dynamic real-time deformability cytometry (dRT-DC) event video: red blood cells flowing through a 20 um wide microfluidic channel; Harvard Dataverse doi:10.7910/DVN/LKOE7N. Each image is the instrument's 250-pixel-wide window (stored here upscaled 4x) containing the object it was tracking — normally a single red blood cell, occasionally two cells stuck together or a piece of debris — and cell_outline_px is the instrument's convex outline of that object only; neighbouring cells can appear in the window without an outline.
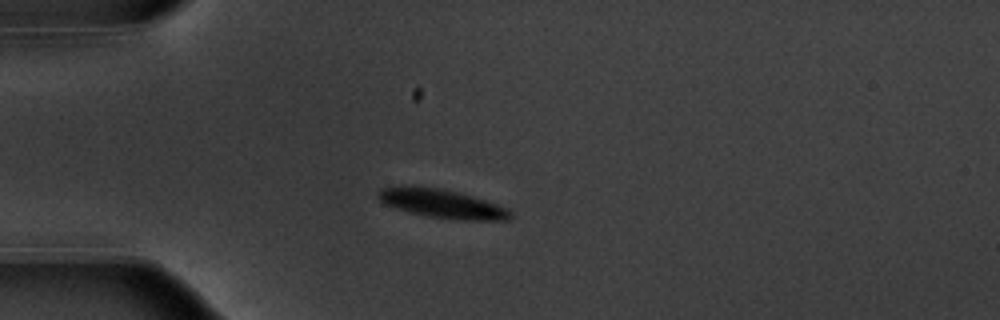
{"species": "common noctule bat (a hibernating species)", "species_latin": "Nyctalus noctula", "temperature_condition": "warm", "stored_images_in_passage": 29, "camera_frame_rate_fps": 3000, "um_per_image_px": 0.085, "animal": {"sex": "male", "body_mass_g": 20.1, "forearm_length_mm": 53.5}, "frame": {"image": 1, "passage_image": 1, "time_ms": 0.0, "image_size_px": [1000, 320], "cell_outline_px": [[512, 216], [508, 220], [464, 220], [428, 216], [408, 212], [384, 204], [376, 196], [376, 192], [380, 188], [436, 188], [456, 192], [472, 196], [508, 208], [512, 212]], "centroid_in_image_um": [37.61, 17.35], "position_along_channel_um": 47.4, "area_um2": 21.44}}
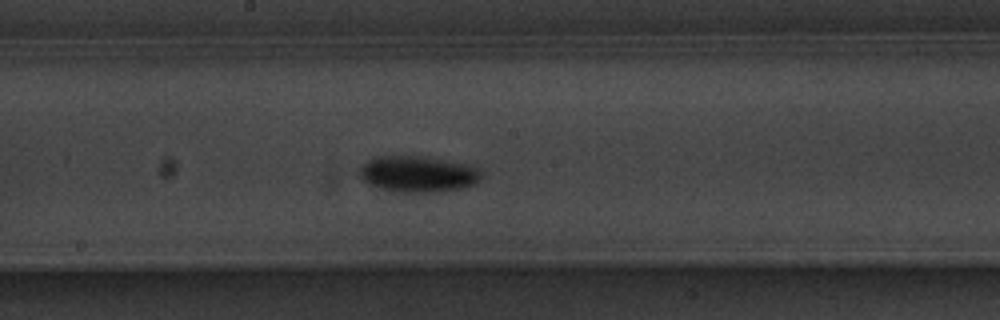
{"frame": {"image": 2, "passage_image": 16, "time_ms": 5.0, "image_size_px": [1000, 320], "cell_outline_px": [[480, 180], [476, 184], [460, 188], [436, 192], [404, 192], [380, 188], [368, 184], [360, 176], [360, 168], [368, 160], [376, 156], [424, 156], [476, 164], [480, 172]], "centroid_in_image_um": [35.59, 14.77], "position_along_channel_um": 212.6, "area_um2": 25.89}}
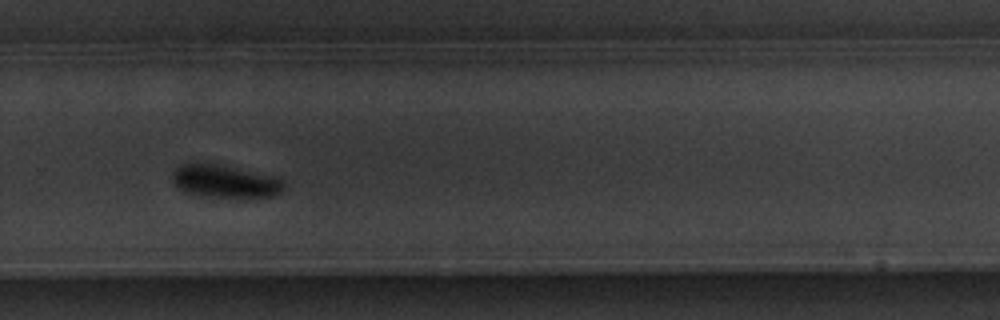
{"frame": {"image": 3, "passage_image": 24, "time_ms": 7.667, "image_size_px": [1000, 320], "cell_outline_px": [[284, 188], [280, 192], [272, 196], [204, 196], [188, 192], [180, 188], [172, 180], [172, 172], [176, 168], [184, 164], [220, 164], [276, 176], [284, 180]], "centroid_in_image_um": [19.16, 15.39], "position_along_channel_um": 310.6, "area_um2": 20.81}}